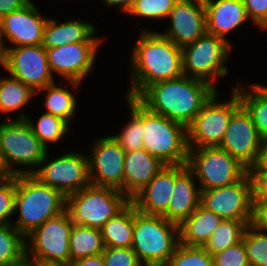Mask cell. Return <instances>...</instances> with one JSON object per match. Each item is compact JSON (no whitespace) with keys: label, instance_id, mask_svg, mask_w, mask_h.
Listing matches in <instances>:
<instances>
[{"label":"cell","instance_id":"obj_14","mask_svg":"<svg viewBox=\"0 0 267 266\" xmlns=\"http://www.w3.org/2000/svg\"><path fill=\"white\" fill-rule=\"evenodd\" d=\"M200 204L223 220L252 221V183L248 173L233 184L201 190Z\"/></svg>","mask_w":267,"mask_h":266},{"label":"cell","instance_id":"obj_5","mask_svg":"<svg viewBox=\"0 0 267 266\" xmlns=\"http://www.w3.org/2000/svg\"><path fill=\"white\" fill-rule=\"evenodd\" d=\"M48 151L26 120L0 123V164L16 175L32 174Z\"/></svg>","mask_w":267,"mask_h":266},{"label":"cell","instance_id":"obj_45","mask_svg":"<svg viewBox=\"0 0 267 266\" xmlns=\"http://www.w3.org/2000/svg\"><path fill=\"white\" fill-rule=\"evenodd\" d=\"M105 7L108 6L109 8H117L122 11L121 13H124L127 15L131 8L133 7L135 0H102L101 1Z\"/></svg>","mask_w":267,"mask_h":266},{"label":"cell","instance_id":"obj_18","mask_svg":"<svg viewBox=\"0 0 267 266\" xmlns=\"http://www.w3.org/2000/svg\"><path fill=\"white\" fill-rule=\"evenodd\" d=\"M33 2L32 0L27 6L12 11L0 19V30L6 48L42 44L48 16L42 15L39 7Z\"/></svg>","mask_w":267,"mask_h":266},{"label":"cell","instance_id":"obj_10","mask_svg":"<svg viewBox=\"0 0 267 266\" xmlns=\"http://www.w3.org/2000/svg\"><path fill=\"white\" fill-rule=\"evenodd\" d=\"M219 91L210 97L187 127L188 148L214 147L221 144L230 118L241 105V100L239 94L231 89L230 97L220 101Z\"/></svg>","mask_w":267,"mask_h":266},{"label":"cell","instance_id":"obj_50","mask_svg":"<svg viewBox=\"0 0 267 266\" xmlns=\"http://www.w3.org/2000/svg\"><path fill=\"white\" fill-rule=\"evenodd\" d=\"M34 266H71L70 263L50 262V261H29Z\"/></svg>","mask_w":267,"mask_h":266},{"label":"cell","instance_id":"obj_35","mask_svg":"<svg viewBox=\"0 0 267 266\" xmlns=\"http://www.w3.org/2000/svg\"><path fill=\"white\" fill-rule=\"evenodd\" d=\"M249 266H267V229L249 224L242 238Z\"/></svg>","mask_w":267,"mask_h":266},{"label":"cell","instance_id":"obj_15","mask_svg":"<svg viewBox=\"0 0 267 266\" xmlns=\"http://www.w3.org/2000/svg\"><path fill=\"white\" fill-rule=\"evenodd\" d=\"M90 144V155H87L90 183L114 188L123 193V165L126 152L112 135L98 136Z\"/></svg>","mask_w":267,"mask_h":266},{"label":"cell","instance_id":"obj_36","mask_svg":"<svg viewBox=\"0 0 267 266\" xmlns=\"http://www.w3.org/2000/svg\"><path fill=\"white\" fill-rule=\"evenodd\" d=\"M166 266H214L213 255L203 247L179 243Z\"/></svg>","mask_w":267,"mask_h":266},{"label":"cell","instance_id":"obj_22","mask_svg":"<svg viewBox=\"0 0 267 266\" xmlns=\"http://www.w3.org/2000/svg\"><path fill=\"white\" fill-rule=\"evenodd\" d=\"M174 187V165H164L130 202L147 215H163L167 211Z\"/></svg>","mask_w":267,"mask_h":266},{"label":"cell","instance_id":"obj_3","mask_svg":"<svg viewBox=\"0 0 267 266\" xmlns=\"http://www.w3.org/2000/svg\"><path fill=\"white\" fill-rule=\"evenodd\" d=\"M66 210V197L57 189L41 183L32 174L16 176L14 215L12 225L26 237L48 219Z\"/></svg>","mask_w":267,"mask_h":266},{"label":"cell","instance_id":"obj_25","mask_svg":"<svg viewBox=\"0 0 267 266\" xmlns=\"http://www.w3.org/2000/svg\"><path fill=\"white\" fill-rule=\"evenodd\" d=\"M57 83L58 82H54L50 85H47L43 89L38 90L36 92V97L40 94H44L43 96L45 101H43V110L54 116L62 118L71 126V124H73L72 122L77 120L76 113L78 105V100L73 92H75L77 89H80V85L83 84L77 81H63L60 83V85ZM62 83L66 84V87H63Z\"/></svg>","mask_w":267,"mask_h":266},{"label":"cell","instance_id":"obj_13","mask_svg":"<svg viewBox=\"0 0 267 266\" xmlns=\"http://www.w3.org/2000/svg\"><path fill=\"white\" fill-rule=\"evenodd\" d=\"M103 41H85L70 43L60 47L46 49L51 73L61 76V81H77L83 84L84 80L93 71L99 48ZM56 74V75H55Z\"/></svg>","mask_w":267,"mask_h":266},{"label":"cell","instance_id":"obj_34","mask_svg":"<svg viewBox=\"0 0 267 266\" xmlns=\"http://www.w3.org/2000/svg\"><path fill=\"white\" fill-rule=\"evenodd\" d=\"M251 221L222 220L203 248L211 255L242 241L246 227Z\"/></svg>","mask_w":267,"mask_h":266},{"label":"cell","instance_id":"obj_30","mask_svg":"<svg viewBox=\"0 0 267 266\" xmlns=\"http://www.w3.org/2000/svg\"><path fill=\"white\" fill-rule=\"evenodd\" d=\"M125 102L129 108V118L122 126L121 132L112 134L120 147L126 152H133L143 149V104L133 97L125 96Z\"/></svg>","mask_w":267,"mask_h":266},{"label":"cell","instance_id":"obj_49","mask_svg":"<svg viewBox=\"0 0 267 266\" xmlns=\"http://www.w3.org/2000/svg\"><path fill=\"white\" fill-rule=\"evenodd\" d=\"M6 59H7V48L3 39L2 32L0 30V66L2 70H5L6 66Z\"/></svg>","mask_w":267,"mask_h":266},{"label":"cell","instance_id":"obj_33","mask_svg":"<svg viewBox=\"0 0 267 266\" xmlns=\"http://www.w3.org/2000/svg\"><path fill=\"white\" fill-rule=\"evenodd\" d=\"M25 260V237L12 224H0V266H17Z\"/></svg>","mask_w":267,"mask_h":266},{"label":"cell","instance_id":"obj_1","mask_svg":"<svg viewBox=\"0 0 267 266\" xmlns=\"http://www.w3.org/2000/svg\"><path fill=\"white\" fill-rule=\"evenodd\" d=\"M139 30L130 52V85L125 92V96L133 98L155 82L183 76L181 47L160 31L147 27Z\"/></svg>","mask_w":267,"mask_h":266},{"label":"cell","instance_id":"obj_9","mask_svg":"<svg viewBox=\"0 0 267 266\" xmlns=\"http://www.w3.org/2000/svg\"><path fill=\"white\" fill-rule=\"evenodd\" d=\"M186 165L194 173L200 190L233 184L247 173L244 165L218 146L188 148Z\"/></svg>","mask_w":267,"mask_h":266},{"label":"cell","instance_id":"obj_2","mask_svg":"<svg viewBox=\"0 0 267 266\" xmlns=\"http://www.w3.org/2000/svg\"><path fill=\"white\" fill-rule=\"evenodd\" d=\"M216 91L205 81L183 75L151 84L137 99L150 111L187 128Z\"/></svg>","mask_w":267,"mask_h":266},{"label":"cell","instance_id":"obj_44","mask_svg":"<svg viewBox=\"0 0 267 266\" xmlns=\"http://www.w3.org/2000/svg\"><path fill=\"white\" fill-rule=\"evenodd\" d=\"M32 0H0V19L11 13L27 6Z\"/></svg>","mask_w":267,"mask_h":266},{"label":"cell","instance_id":"obj_12","mask_svg":"<svg viewBox=\"0 0 267 266\" xmlns=\"http://www.w3.org/2000/svg\"><path fill=\"white\" fill-rule=\"evenodd\" d=\"M49 153L32 173L41 183L59 190L65 197L91 184L85 153L67 152L56 158L53 156L52 160Z\"/></svg>","mask_w":267,"mask_h":266},{"label":"cell","instance_id":"obj_16","mask_svg":"<svg viewBox=\"0 0 267 266\" xmlns=\"http://www.w3.org/2000/svg\"><path fill=\"white\" fill-rule=\"evenodd\" d=\"M4 71L29 86L34 92L56 81L42 44L7 48Z\"/></svg>","mask_w":267,"mask_h":266},{"label":"cell","instance_id":"obj_17","mask_svg":"<svg viewBox=\"0 0 267 266\" xmlns=\"http://www.w3.org/2000/svg\"><path fill=\"white\" fill-rule=\"evenodd\" d=\"M262 140L251 115L241 104L233 112L218 147L227 151L248 169L257 160Z\"/></svg>","mask_w":267,"mask_h":266},{"label":"cell","instance_id":"obj_19","mask_svg":"<svg viewBox=\"0 0 267 266\" xmlns=\"http://www.w3.org/2000/svg\"><path fill=\"white\" fill-rule=\"evenodd\" d=\"M167 19L168 26L160 33L181 48L207 32L203 0H178Z\"/></svg>","mask_w":267,"mask_h":266},{"label":"cell","instance_id":"obj_39","mask_svg":"<svg viewBox=\"0 0 267 266\" xmlns=\"http://www.w3.org/2000/svg\"><path fill=\"white\" fill-rule=\"evenodd\" d=\"M104 266H144L132 248L104 247Z\"/></svg>","mask_w":267,"mask_h":266},{"label":"cell","instance_id":"obj_48","mask_svg":"<svg viewBox=\"0 0 267 266\" xmlns=\"http://www.w3.org/2000/svg\"><path fill=\"white\" fill-rule=\"evenodd\" d=\"M16 176L12 170L0 164V190L6 188Z\"/></svg>","mask_w":267,"mask_h":266},{"label":"cell","instance_id":"obj_41","mask_svg":"<svg viewBox=\"0 0 267 266\" xmlns=\"http://www.w3.org/2000/svg\"><path fill=\"white\" fill-rule=\"evenodd\" d=\"M243 3L252 24L267 31V0H243Z\"/></svg>","mask_w":267,"mask_h":266},{"label":"cell","instance_id":"obj_28","mask_svg":"<svg viewBox=\"0 0 267 266\" xmlns=\"http://www.w3.org/2000/svg\"><path fill=\"white\" fill-rule=\"evenodd\" d=\"M237 81L230 88L239 94L241 104L251 115L259 135L263 139L267 138V85L248 82V85L244 86L243 80L238 79Z\"/></svg>","mask_w":267,"mask_h":266},{"label":"cell","instance_id":"obj_20","mask_svg":"<svg viewBox=\"0 0 267 266\" xmlns=\"http://www.w3.org/2000/svg\"><path fill=\"white\" fill-rule=\"evenodd\" d=\"M186 164L174 165V187L164 218L180 225L200 205L201 190Z\"/></svg>","mask_w":267,"mask_h":266},{"label":"cell","instance_id":"obj_6","mask_svg":"<svg viewBox=\"0 0 267 266\" xmlns=\"http://www.w3.org/2000/svg\"><path fill=\"white\" fill-rule=\"evenodd\" d=\"M181 51L183 75L205 81L218 91V78L228 76L227 64L233 47L223 38L206 32L195 42L184 45Z\"/></svg>","mask_w":267,"mask_h":266},{"label":"cell","instance_id":"obj_42","mask_svg":"<svg viewBox=\"0 0 267 266\" xmlns=\"http://www.w3.org/2000/svg\"><path fill=\"white\" fill-rule=\"evenodd\" d=\"M247 173L252 183V198L267 196V169L248 168Z\"/></svg>","mask_w":267,"mask_h":266},{"label":"cell","instance_id":"obj_47","mask_svg":"<svg viewBox=\"0 0 267 266\" xmlns=\"http://www.w3.org/2000/svg\"><path fill=\"white\" fill-rule=\"evenodd\" d=\"M249 168L267 169V138L262 140L257 160L255 164L251 165Z\"/></svg>","mask_w":267,"mask_h":266},{"label":"cell","instance_id":"obj_31","mask_svg":"<svg viewBox=\"0 0 267 266\" xmlns=\"http://www.w3.org/2000/svg\"><path fill=\"white\" fill-rule=\"evenodd\" d=\"M104 244L99 228L73 224L70 234V262L102 254Z\"/></svg>","mask_w":267,"mask_h":266},{"label":"cell","instance_id":"obj_38","mask_svg":"<svg viewBox=\"0 0 267 266\" xmlns=\"http://www.w3.org/2000/svg\"><path fill=\"white\" fill-rule=\"evenodd\" d=\"M214 266H249L243 241L213 254Z\"/></svg>","mask_w":267,"mask_h":266},{"label":"cell","instance_id":"obj_26","mask_svg":"<svg viewBox=\"0 0 267 266\" xmlns=\"http://www.w3.org/2000/svg\"><path fill=\"white\" fill-rule=\"evenodd\" d=\"M223 219L201 204L179 225V243L203 247Z\"/></svg>","mask_w":267,"mask_h":266},{"label":"cell","instance_id":"obj_46","mask_svg":"<svg viewBox=\"0 0 267 266\" xmlns=\"http://www.w3.org/2000/svg\"><path fill=\"white\" fill-rule=\"evenodd\" d=\"M71 266H104L102 254L76 259L70 262Z\"/></svg>","mask_w":267,"mask_h":266},{"label":"cell","instance_id":"obj_32","mask_svg":"<svg viewBox=\"0 0 267 266\" xmlns=\"http://www.w3.org/2000/svg\"><path fill=\"white\" fill-rule=\"evenodd\" d=\"M30 116L31 115L28 114L25 120L30 125L34 135L48 150L51 144L56 145L62 141L65 135L70 132V128H74L62 118L47 112L39 115L37 121H33V118Z\"/></svg>","mask_w":267,"mask_h":266},{"label":"cell","instance_id":"obj_40","mask_svg":"<svg viewBox=\"0 0 267 266\" xmlns=\"http://www.w3.org/2000/svg\"><path fill=\"white\" fill-rule=\"evenodd\" d=\"M16 178L0 190V224H12L14 215Z\"/></svg>","mask_w":267,"mask_h":266},{"label":"cell","instance_id":"obj_8","mask_svg":"<svg viewBox=\"0 0 267 266\" xmlns=\"http://www.w3.org/2000/svg\"><path fill=\"white\" fill-rule=\"evenodd\" d=\"M129 203L119 190L90 184L66 197V210L74 224L101 229Z\"/></svg>","mask_w":267,"mask_h":266},{"label":"cell","instance_id":"obj_21","mask_svg":"<svg viewBox=\"0 0 267 266\" xmlns=\"http://www.w3.org/2000/svg\"><path fill=\"white\" fill-rule=\"evenodd\" d=\"M203 2L206 10L207 33L223 38L233 47L228 35L250 20L243 0H203Z\"/></svg>","mask_w":267,"mask_h":266},{"label":"cell","instance_id":"obj_11","mask_svg":"<svg viewBox=\"0 0 267 266\" xmlns=\"http://www.w3.org/2000/svg\"><path fill=\"white\" fill-rule=\"evenodd\" d=\"M67 210L48 219L25 237L27 261L70 263V234L73 228Z\"/></svg>","mask_w":267,"mask_h":266},{"label":"cell","instance_id":"obj_51","mask_svg":"<svg viewBox=\"0 0 267 266\" xmlns=\"http://www.w3.org/2000/svg\"><path fill=\"white\" fill-rule=\"evenodd\" d=\"M17 266H34L31 262L25 260L23 263L17 265Z\"/></svg>","mask_w":267,"mask_h":266},{"label":"cell","instance_id":"obj_4","mask_svg":"<svg viewBox=\"0 0 267 266\" xmlns=\"http://www.w3.org/2000/svg\"><path fill=\"white\" fill-rule=\"evenodd\" d=\"M179 244V225L134 206L132 249L144 266H166Z\"/></svg>","mask_w":267,"mask_h":266},{"label":"cell","instance_id":"obj_29","mask_svg":"<svg viewBox=\"0 0 267 266\" xmlns=\"http://www.w3.org/2000/svg\"><path fill=\"white\" fill-rule=\"evenodd\" d=\"M134 205L130 202L100 229L104 247L132 248Z\"/></svg>","mask_w":267,"mask_h":266},{"label":"cell","instance_id":"obj_37","mask_svg":"<svg viewBox=\"0 0 267 266\" xmlns=\"http://www.w3.org/2000/svg\"><path fill=\"white\" fill-rule=\"evenodd\" d=\"M178 0H135V3L127 15L131 17L145 18L160 22L167 20L170 11Z\"/></svg>","mask_w":267,"mask_h":266},{"label":"cell","instance_id":"obj_27","mask_svg":"<svg viewBox=\"0 0 267 266\" xmlns=\"http://www.w3.org/2000/svg\"><path fill=\"white\" fill-rule=\"evenodd\" d=\"M7 75L0 76V114L7 116V120H15V116L11 118L10 114L19 111L16 120H25L28 114L24 108L36 98V92L18 79Z\"/></svg>","mask_w":267,"mask_h":266},{"label":"cell","instance_id":"obj_43","mask_svg":"<svg viewBox=\"0 0 267 266\" xmlns=\"http://www.w3.org/2000/svg\"><path fill=\"white\" fill-rule=\"evenodd\" d=\"M251 224L261 229H267V196L253 198Z\"/></svg>","mask_w":267,"mask_h":266},{"label":"cell","instance_id":"obj_24","mask_svg":"<svg viewBox=\"0 0 267 266\" xmlns=\"http://www.w3.org/2000/svg\"><path fill=\"white\" fill-rule=\"evenodd\" d=\"M164 165L145 149L126 153L123 165V194L131 199L151 181Z\"/></svg>","mask_w":267,"mask_h":266},{"label":"cell","instance_id":"obj_7","mask_svg":"<svg viewBox=\"0 0 267 266\" xmlns=\"http://www.w3.org/2000/svg\"><path fill=\"white\" fill-rule=\"evenodd\" d=\"M143 149L165 165L187 164V128L143 105Z\"/></svg>","mask_w":267,"mask_h":266},{"label":"cell","instance_id":"obj_23","mask_svg":"<svg viewBox=\"0 0 267 266\" xmlns=\"http://www.w3.org/2000/svg\"><path fill=\"white\" fill-rule=\"evenodd\" d=\"M96 30L97 26L94 23L82 20L80 17L78 19L69 17L62 23L49 17L44 28L42 46L50 49L70 43L103 41L102 36L96 35Z\"/></svg>","mask_w":267,"mask_h":266}]
</instances>
